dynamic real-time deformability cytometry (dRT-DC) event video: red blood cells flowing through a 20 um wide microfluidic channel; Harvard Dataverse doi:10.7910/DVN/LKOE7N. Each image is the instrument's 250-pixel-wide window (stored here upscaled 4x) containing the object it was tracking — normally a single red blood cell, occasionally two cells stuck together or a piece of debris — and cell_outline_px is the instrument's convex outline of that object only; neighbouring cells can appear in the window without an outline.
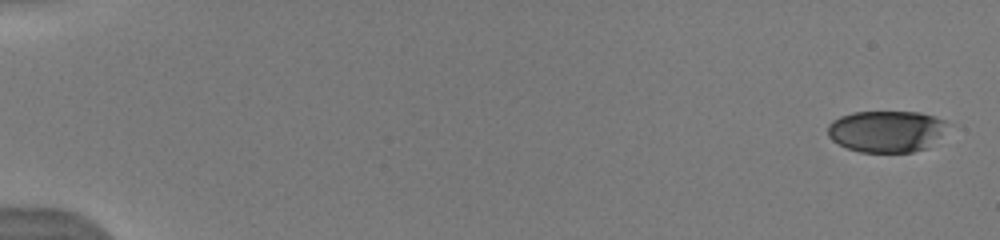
{"species": "human", "species_latin": "Homo sapiens", "temperature_condition": "warm", "stored_images_in_passage": 13, "camera_frame_rate_fps": 3000, "um_per_image_px": 0.085, "donor": {"sex": "male"}, "frame": {"image": 1, "passage_image": 1, "time_ms": 0.0, "image_size_px": [1000, 240], "cell_outline_px": [[944, 120], [940, 132], [924, 148], [912, 152], [860, 152], [848, 148], [832, 140], [828, 136], [828, 124], [832, 120], [840, 116], [852, 112], [920, 112]], "centroid_in_image_um": [75.2, 11.15], "position_along_channel_um": 9.8, "area_um2": 28.21}}
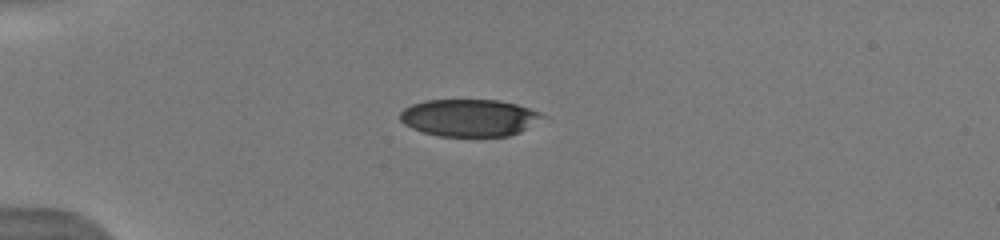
{"frame": {"image": 2, "passage_image": 8, "time_ms": 4.333, "image_size_px": [1000, 240], "cell_outline_px": [[544, 116], [520, 132], [508, 136], [440, 136], [424, 132], [412, 128], [404, 124], [400, 120], [400, 112], [404, 108], [412, 104], [424, 100], [500, 100], [516, 104], [540, 112]], "centroid_in_image_um": [39.84, 10.0], "position_along_channel_um": 45.2, "area_um2": 30.63}}